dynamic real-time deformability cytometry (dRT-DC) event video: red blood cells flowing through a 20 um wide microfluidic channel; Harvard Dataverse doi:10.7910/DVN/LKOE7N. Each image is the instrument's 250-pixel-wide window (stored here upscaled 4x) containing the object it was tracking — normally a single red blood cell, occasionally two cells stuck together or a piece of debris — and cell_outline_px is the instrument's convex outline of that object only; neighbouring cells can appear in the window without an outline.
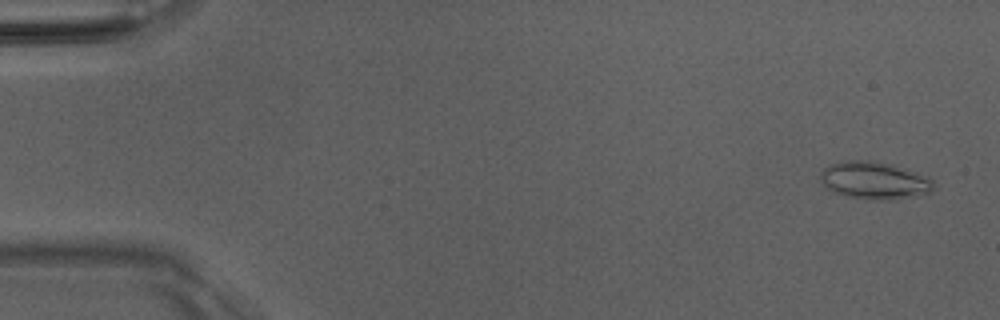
{"species": "Egyptian fruit bat (a non-hibernating species)", "species_latin": "Rousettus aegyptiacus", "temperature_condition": "room temperature", "stored_images_in_passage": 50, "camera_frame_rate_fps": 3000, "um_per_image_px": 0.085, "animal": {"sex": "male"}, "frame": {"image": 1, "passage_image": 2, "time_ms": 0.333, "image_size_px": [1000, 320], "cell_outline_px": [[936, 188], [928, 192], [916, 196], [896, 200], [864, 200], [832, 192], [820, 180], [820, 172], [828, 164], [844, 160], [868, 160], [892, 164], [928, 176], [932, 180]], "centroid_in_image_um": [74.32, 15.34], "position_along_channel_um": 10.7, "area_um2": 25.14}}
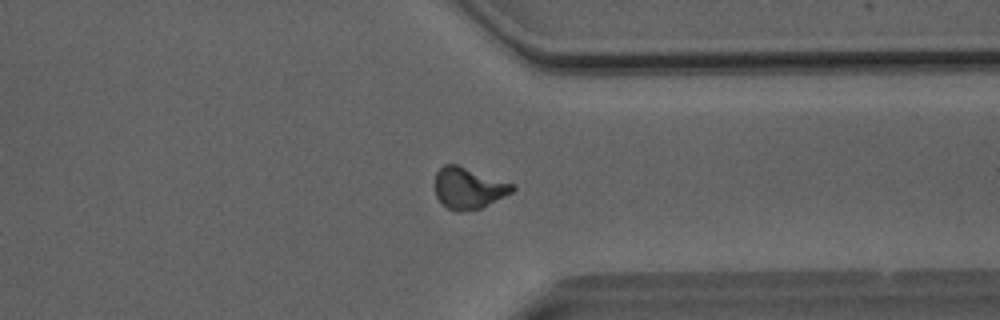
{"frame": {"image": 2, "passage_image": 39, "time_ms": 12.667, "image_size_px": [1000, 320], "cell_outline_px": [[516, 188], [512, 192], [480, 208], [460, 212], [456, 212], [448, 208], [436, 196], [436, 172], [444, 164], [456, 164], [516, 184]], "centroid_in_image_um": [39.85, 15.98], "position_along_channel_um": 371.6, "area_um2": 18.5}}
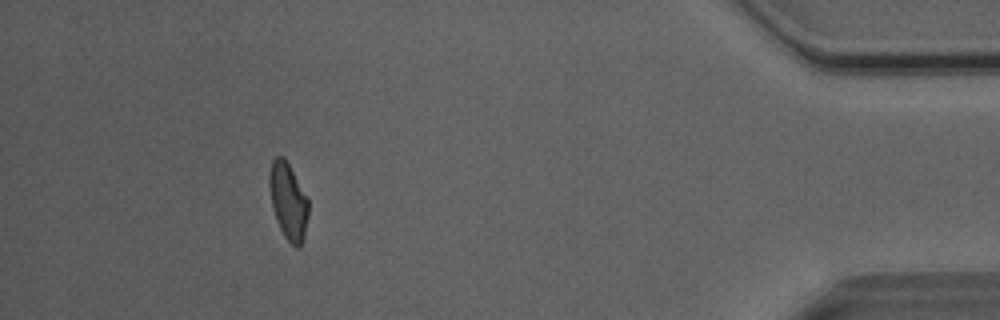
{"frame": {"image": 3, "passage_image": 46, "time_ms": 15.0, "image_size_px": [1000, 320], "cell_outline_px": [[308, 216], [304, 236], [300, 248], [296, 248], [284, 236], [280, 228], [272, 208], [268, 184], [268, 176], [272, 160], [276, 156], [284, 156], [308, 196]], "centroid_in_image_um": [24.5, 17.07], "position_along_channel_um": 410.7, "area_um2": 17.69}, "authors_computed_cell_mechanics": {"area_um2": 18.496, "velocity_mm_per_s": 4.0713, "shape_relaxation_time_tau1_ms": 10.6588, "shape_relaxation_time_tau2_ms": 2.0247, "deformation_change_tau1": 0.2436, "deformation_change_tau2": 0.0979}}